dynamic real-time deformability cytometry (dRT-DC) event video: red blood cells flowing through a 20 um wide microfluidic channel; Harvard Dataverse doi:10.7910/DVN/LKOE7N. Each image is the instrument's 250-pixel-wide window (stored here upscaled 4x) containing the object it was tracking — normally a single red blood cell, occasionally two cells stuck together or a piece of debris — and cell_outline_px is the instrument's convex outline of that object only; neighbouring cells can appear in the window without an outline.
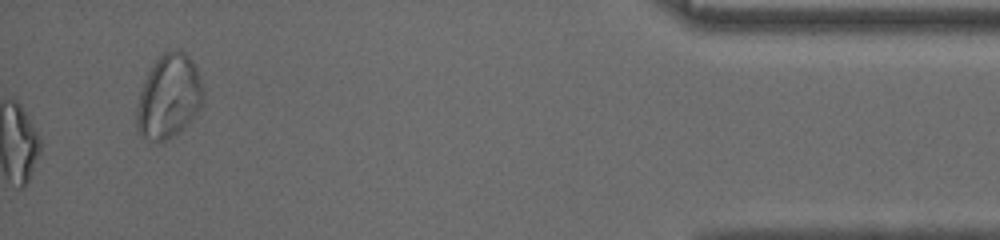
{"species": "common noctule bat (a hibernating species)", "species_latin": "Nyctalus noctula", "temperature_condition": "room temperature", "stored_images_in_passage": 33, "segment_of_instrument_passage": [2, 2], "camera_frame_rate_fps": 3000, "um_per_image_px": 0.085, "animal": {"sex": "male", "body_mass_g": 13.0, "forearm_length_mm": 53.1}, "frame": {"image": 1, "passage_image": 33, "time_ms": 10.667, "image_size_px": [1000, 240], "cell_outline_px": [[204, 96], [200, 108], [172, 136], [156, 144], [140, 136], [136, 132], [136, 108], [140, 92], [144, 80], [156, 56], [164, 52], [180, 48], [192, 60], [196, 68], [204, 92]], "centroid_in_image_um": [14.3, 8.18], "position_along_channel_um": 420.9, "area_um2": 32.54}}